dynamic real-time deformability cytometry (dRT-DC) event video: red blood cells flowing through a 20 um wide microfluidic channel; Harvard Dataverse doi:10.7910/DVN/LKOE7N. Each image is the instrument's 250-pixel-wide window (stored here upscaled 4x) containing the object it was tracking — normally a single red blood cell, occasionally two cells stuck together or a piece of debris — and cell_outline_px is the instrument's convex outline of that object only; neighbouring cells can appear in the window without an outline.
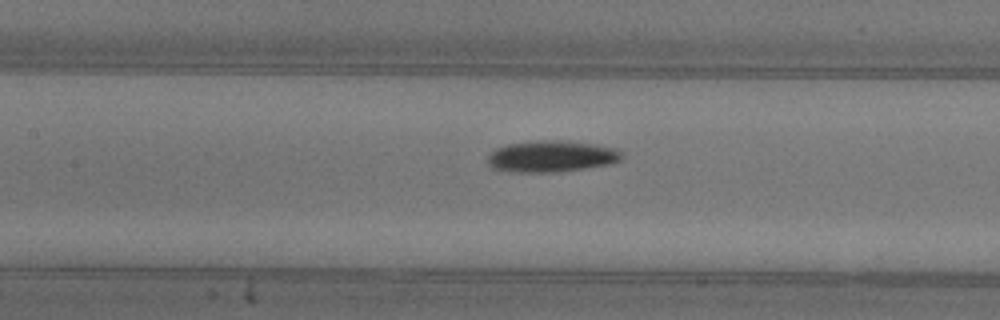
{"species": "common noctule bat (a hibernating species)", "species_latin": "Nyctalus noctula", "temperature_condition": "warm", "stored_images_in_passage": 7, "segment_of_instrument_passage": [2, 2], "camera_frame_rate_fps": 3000, "um_per_image_px": 0.085, "animal": {"sex": "female"}, "frame": {"image": 1, "passage_image": 7, "time_ms": 8.0, "image_size_px": [1000, 320], "cell_outline_px": [[624, 156], [620, 160], [612, 164], [556, 172], [512, 172], [492, 168], [488, 164], [488, 156], [496, 148], [508, 144], [536, 140], [556, 140], [596, 144], [616, 148]], "centroid_in_image_um": [46.88, 13.29], "position_along_channel_um": 160.5, "area_um2": 24.62}}